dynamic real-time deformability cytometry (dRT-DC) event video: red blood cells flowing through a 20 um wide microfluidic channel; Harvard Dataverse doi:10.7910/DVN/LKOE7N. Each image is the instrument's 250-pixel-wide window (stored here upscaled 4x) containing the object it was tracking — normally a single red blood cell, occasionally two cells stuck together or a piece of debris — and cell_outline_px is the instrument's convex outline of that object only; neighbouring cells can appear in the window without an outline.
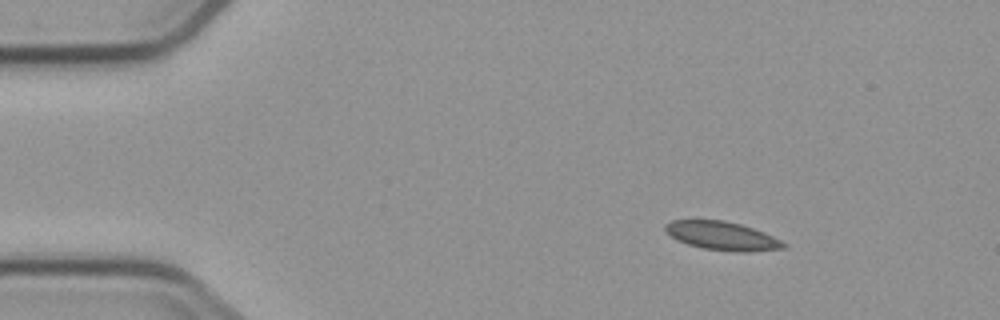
{"species": "common noctule bat (a hibernating species)", "species_latin": "Nyctalus noctula", "temperature_condition": "cold", "stored_images_in_passage": 4, "camera_frame_rate_fps": 3000, "um_per_image_px": 0.085, "animal": {"sex": "male", "body_mass_g": 23.1, "forearm_length_mm": 52.7}, "frame": {"image": 1, "passage_image": 2, "time_ms": 1.0, "image_size_px": [1000, 320], "cell_outline_px": [[788, 244], [784, 248], [748, 252], [736, 252], [704, 248], [688, 244], [676, 240], [664, 228], [664, 224], [672, 220], [724, 220], [740, 224], [764, 232]], "centroid_in_image_um": [61.38, 20.05], "position_along_channel_um": 23.6, "area_um2": 19.54}}